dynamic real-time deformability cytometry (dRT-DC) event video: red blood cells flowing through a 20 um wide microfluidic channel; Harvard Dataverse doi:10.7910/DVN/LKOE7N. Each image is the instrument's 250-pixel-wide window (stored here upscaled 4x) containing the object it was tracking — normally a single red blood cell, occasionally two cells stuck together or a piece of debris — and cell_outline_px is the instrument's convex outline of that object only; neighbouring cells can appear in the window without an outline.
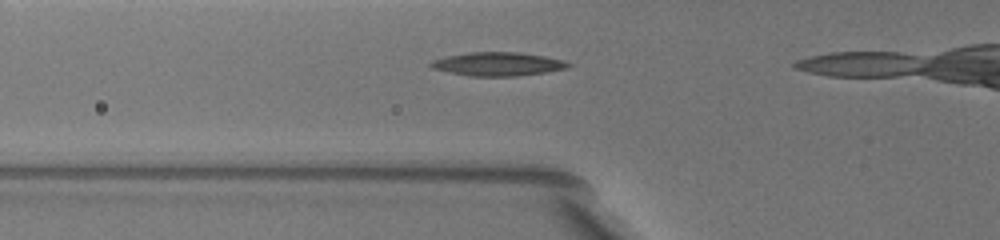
{"species": "common noctule bat (a hibernating species)", "species_latin": "Nyctalus noctula", "temperature_condition": "warm", "stored_images_in_passage": 8, "camera_frame_rate_fps": 3000, "um_per_image_px": 0.085, "animal": {"sex": "female", "body_mass_g": 19.5, "forearm_length_mm": 54.1}, "frame": {"image": 1, "passage_image": 4, "time_ms": 3.0, "image_size_px": [1000, 240], "cell_outline_px": [[572, 64], [568, 68], [544, 72], [516, 76], [468, 76], [448, 72], [432, 68], [428, 64], [432, 60], [444, 56], [468, 52], [520, 52], [544, 56], [564, 60]], "centroid_in_image_um": [42.28, 5.44], "position_along_channel_um": 83.5, "area_um2": 19.02}}
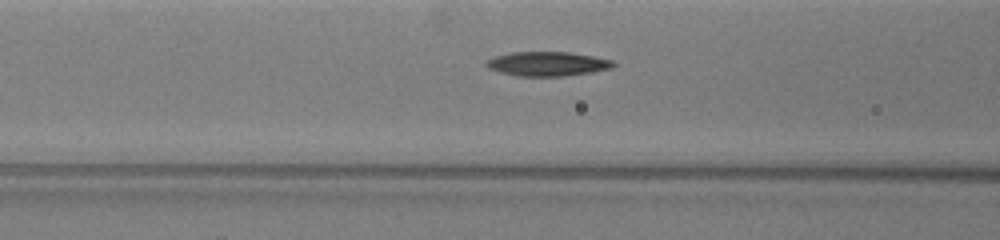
{"frame": {"image": 2, "passage_image": 6, "time_ms": 4.0, "image_size_px": [1000, 240], "cell_outline_px": [[616, 64], [612, 68], [592, 72], [564, 76], [516, 76], [500, 72], [488, 68], [484, 64], [488, 60], [496, 56], [512, 52], [568, 52], [592, 56], [612, 60]], "centroid_in_image_um": [46.53, 5.43], "position_along_channel_um": 120.1, "area_um2": 17.92}}